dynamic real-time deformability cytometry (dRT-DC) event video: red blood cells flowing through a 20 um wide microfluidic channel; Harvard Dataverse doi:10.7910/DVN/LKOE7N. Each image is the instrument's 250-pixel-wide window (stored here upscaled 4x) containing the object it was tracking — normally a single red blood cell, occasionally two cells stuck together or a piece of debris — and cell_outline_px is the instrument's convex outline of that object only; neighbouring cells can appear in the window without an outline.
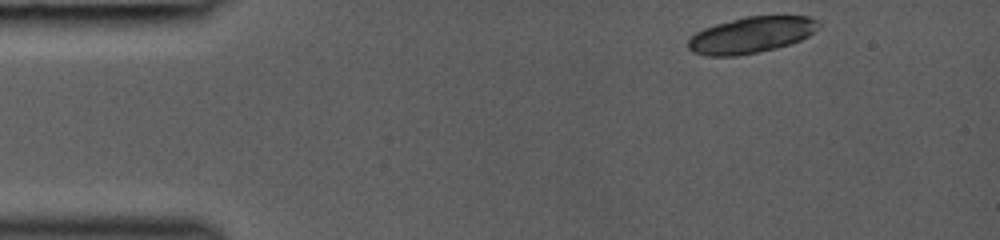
{"species": "common noctule bat (a hibernating species)", "species_latin": "Nyctalus noctula", "temperature_condition": "room temperature", "stored_images_in_passage": 32, "segment_of_instrument_passage": [1, 2], "camera_frame_rate_fps": 3000, "um_per_image_px": 0.085, "animal": {"sex": "female", "body_mass_g": 19.0, "forearm_length_mm": 53.3}, "frame": {"image": 1, "passage_image": 1, "time_ms": 0.0, "image_size_px": [1000, 240], "cell_outline_px": [[820, 28], [808, 36], [800, 40], [776, 48], [736, 56], [704, 56], [692, 52], [688, 48], [688, 40], [696, 32], [704, 28], [716, 24], [744, 16], [808, 16], [820, 20]], "centroid_in_image_um": [63.86, 2.97], "position_along_channel_um": 21.1, "area_um2": 27.63}}